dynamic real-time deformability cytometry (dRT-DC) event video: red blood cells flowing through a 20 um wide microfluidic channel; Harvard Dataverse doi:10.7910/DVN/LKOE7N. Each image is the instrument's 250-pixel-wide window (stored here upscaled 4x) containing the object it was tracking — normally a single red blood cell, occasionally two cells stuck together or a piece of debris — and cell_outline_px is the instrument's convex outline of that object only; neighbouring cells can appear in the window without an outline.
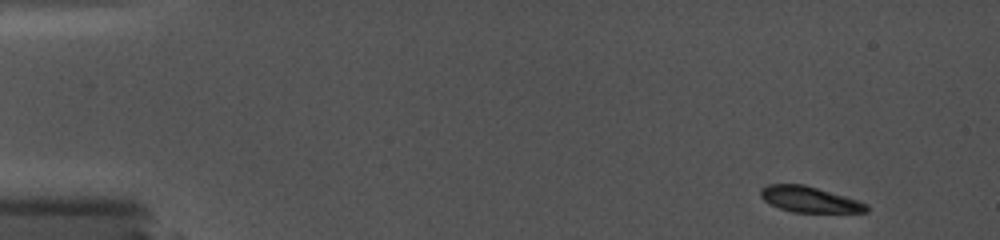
{"species": "common noctule bat (a hibernating species)", "species_latin": "Nyctalus noctula", "temperature_condition": "cold", "stored_images_in_passage": 46, "camera_frame_rate_fps": 5000, "um_per_image_px": 0.085, "animal": {"sex": "female", "body_mass_g": 19.0, "forearm_length_mm": 56.7}, "frame": {"image": 1, "passage_image": 1, "time_ms": 0.0, "image_size_px": [1000, 240], "cell_outline_px": [[868, 212], [792, 212], [780, 208], [764, 200], [760, 196], [760, 188], [768, 184], [804, 184], [844, 196], [868, 204]], "centroid_in_image_um": [68.78, 16.94], "position_along_channel_um": 16.2, "area_um2": 15.72}}
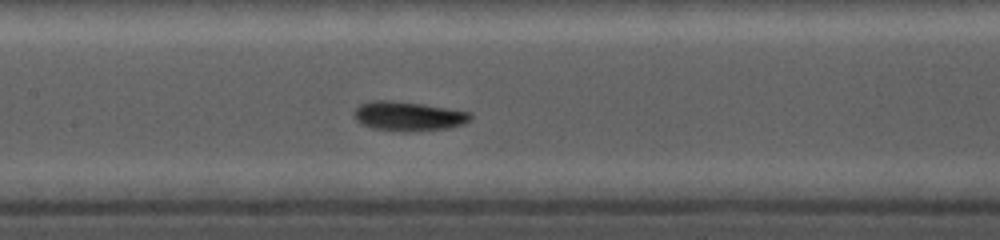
{"frame": {"image": 2, "passage_image": 29, "time_ms": 7.4, "image_size_px": [1000, 240], "cell_outline_px": [[472, 120], [464, 124], [448, 128], [408, 132], [400, 132], [372, 128], [360, 124], [352, 116], [352, 112], [360, 104], [372, 100], [392, 100], [424, 104], [472, 112]], "centroid_in_image_um": [34.7, 9.88], "position_along_channel_um": 172.7, "area_um2": 20.4}}
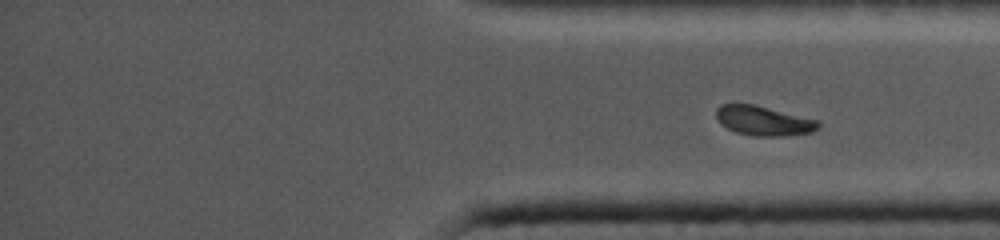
{"frame": {"image": 3, "passage_image": 46, "time_ms": 12.6, "image_size_px": [1000, 240], "cell_outline_px": [[820, 128], [812, 132], [780, 136], [756, 136], [736, 132], [720, 124], [716, 120], [716, 108], [720, 104], [756, 104], [820, 120]], "centroid_in_image_um": [64.91, 10.25], "position_along_channel_um": 370.3, "area_um2": 17.86}}